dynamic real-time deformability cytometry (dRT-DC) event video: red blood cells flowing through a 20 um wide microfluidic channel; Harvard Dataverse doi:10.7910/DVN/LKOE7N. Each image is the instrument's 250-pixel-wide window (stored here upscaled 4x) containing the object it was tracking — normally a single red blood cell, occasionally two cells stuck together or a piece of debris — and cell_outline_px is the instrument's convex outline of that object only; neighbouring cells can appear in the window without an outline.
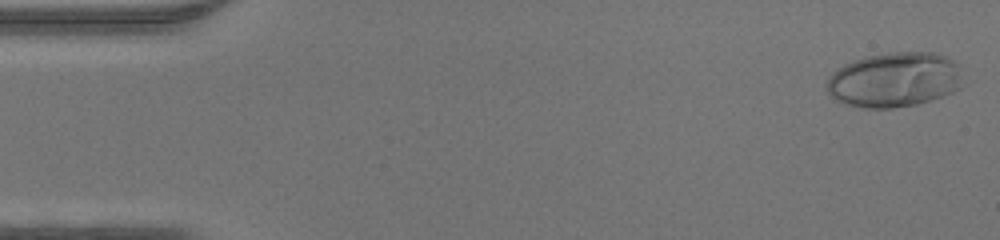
{"species": "human", "species_latin": "Homo sapiens", "temperature_condition": "warm", "stored_images_in_passage": 46, "camera_frame_rate_fps": 3000, "um_per_image_px": 0.085, "donor": {"sex": "male"}, "frame": {"image": 1, "passage_image": 1, "time_ms": 0.0, "image_size_px": [1000, 240], "cell_outline_px": [[960, 88], [952, 92], [916, 104], [892, 108], [864, 108], [848, 104], [836, 100], [828, 92], [828, 76], [832, 72], [844, 64], [864, 56], [888, 52], [932, 52], [948, 56], [956, 64]], "centroid_in_image_um": [75.97, 6.76], "position_along_channel_um": 9.0, "area_um2": 43.06}}
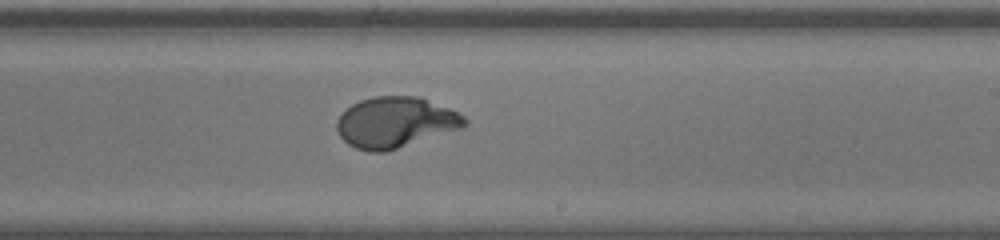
{"frame": {"image": 2, "passage_image": 27, "time_ms": 8.667, "image_size_px": [1000, 240], "cell_outline_px": [[468, 124], [460, 128], [384, 152], [368, 152], [356, 148], [348, 144], [340, 136], [336, 128], [336, 120], [352, 104], [360, 100], [376, 96], [420, 96], [448, 108], [464, 116], [468, 120]], "centroid_in_image_um": [33.58, 10.39], "position_along_channel_um": 255.4, "area_um2": 37.4}}
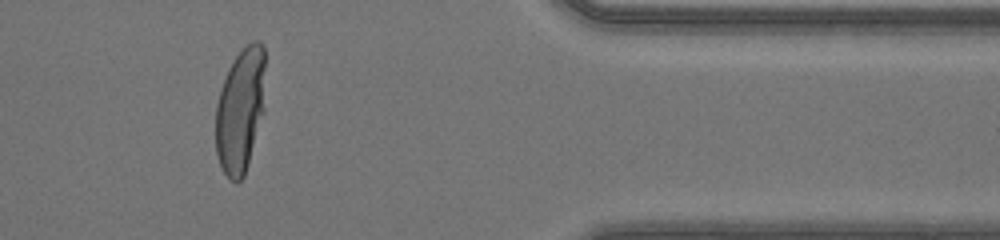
{"frame": {"image": 3, "passage_image": 38, "time_ms": 12.333, "image_size_px": [1000, 240], "cell_outline_px": [[264, 112], [248, 164], [244, 176], [240, 180], [232, 180], [224, 172], [220, 164], [216, 152], [216, 104], [228, 68], [236, 56], [252, 40], [260, 40], [264, 44]], "centroid_in_image_um": [20.44, 9.35], "position_along_channel_um": 391.0, "area_um2": 35.89}}